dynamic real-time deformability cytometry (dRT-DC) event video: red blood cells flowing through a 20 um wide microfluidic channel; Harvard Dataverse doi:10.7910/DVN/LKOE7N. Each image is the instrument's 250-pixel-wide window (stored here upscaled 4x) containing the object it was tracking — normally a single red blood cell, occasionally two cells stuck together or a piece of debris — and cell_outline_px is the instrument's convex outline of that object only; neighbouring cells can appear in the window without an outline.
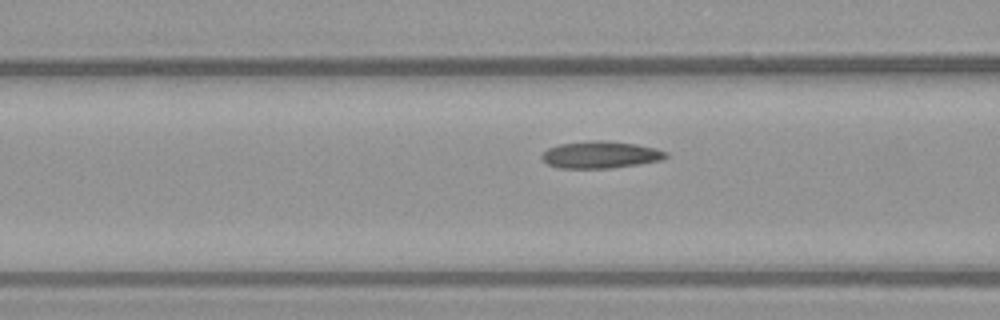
{"species": "common noctule bat (a hibernating species)", "species_latin": "Nyctalus noctula", "temperature_condition": "warm", "stored_images_in_passage": 27, "camera_frame_rate_fps": 3000, "um_per_image_px": 0.085, "animal": {"sex": "female", "body_mass_g": 21.9}, "frame": {"image": 1, "passage_image": 18, "time_ms": 5.667, "image_size_px": [1000, 320], "cell_outline_px": [[668, 156], [660, 160], [640, 164], [612, 168], [556, 168], [548, 164], [540, 156], [548, 148], [560, 144], [592, 140], [600, 140], [636, 144], [656, 148], [668, 152]], "centroid_in_image_um": [51.05, 13.16], "position_along_channel_um": 115.6, "area_um2": 19.54}}
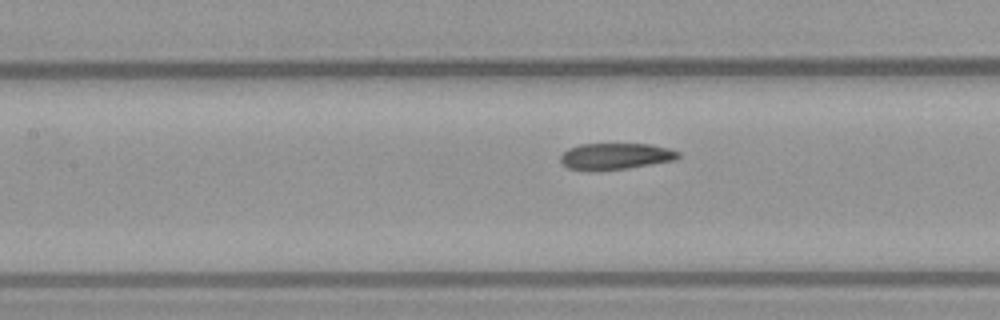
{"frame": {"image": 2, "passage_image": 21, "time_ms": 6.667, "image_size_px": [1000, 320], "cell_outline_px": [[680, 156], [676, 160], [628, 168], [568, 168], [560, 160], [560, 156], [568, 148], [580, 144], [648, 144], [668, 148], [680, 152]], "centroid_in_image_um": [52.38, 13.24], "position_along_channel_um": 155.0, "area_um2": 17.46}}
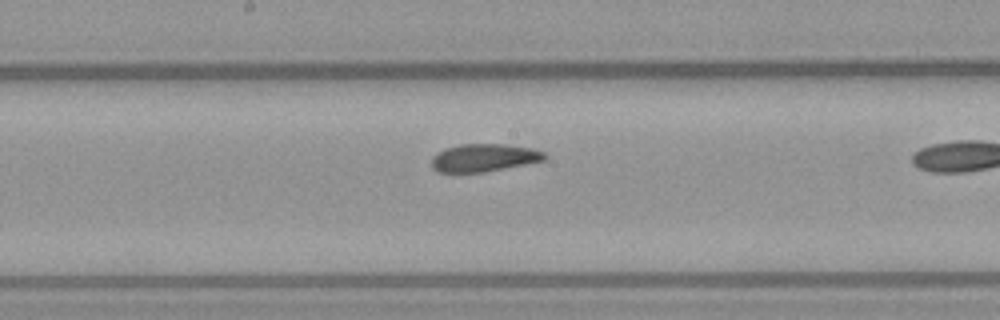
{"frame": {"image": 3, "passage_image": 25, "time_ms": 8.0, "image_size_px": [1000, 320], "cell_outline_px": [[548, 156], [544, 160], [484, 172], [436, 172], [432, 168], [432, 156], [436, 152], [444, 148], [460, 144], [504, 144], [532, 148], [544, 152]], "centroid_in_image_um": [41.1, 13.4], "position_along_channel_um": 207.1, "area_um2": 18.32}}